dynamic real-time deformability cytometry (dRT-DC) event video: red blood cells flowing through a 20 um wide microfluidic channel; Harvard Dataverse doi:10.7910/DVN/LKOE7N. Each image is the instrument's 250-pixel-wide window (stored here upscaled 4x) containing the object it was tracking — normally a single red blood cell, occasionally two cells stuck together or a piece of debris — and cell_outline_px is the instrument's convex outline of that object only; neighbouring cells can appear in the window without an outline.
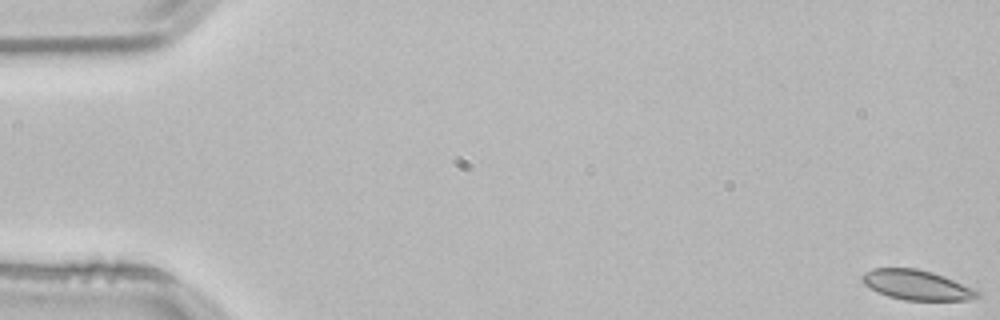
{"species": "common noctule bat (a hibernating species)", "species_latin": "Nyctalus noctula", "temperature_condition": "room temperature", "stored_images_in_passage": 54, "camera_frame_rate_fps": 3000, "um_per_image_px": 0.085, "animal": {"sex": "male", "body_mass_g": 21.5, "forearm_length_mm": 52.0}, "frame": {"image": 1, "passage_image": 1, "time_ms": 0.0, "image_size_px": [1000, 320], "cell_outline_px": [[980, 296], [968, 300], [904, 300], [888, 296], [864, 284], [860, 280], [860, 276], [864, 272], [872, 268], [916, 268], [932, 272], [944, 276], [972, 288], [980, 292]], "centroid_in_image_um": [77.89, 24.21], "position_along_channel_um": 7.1, "area_um2": 19.94}}
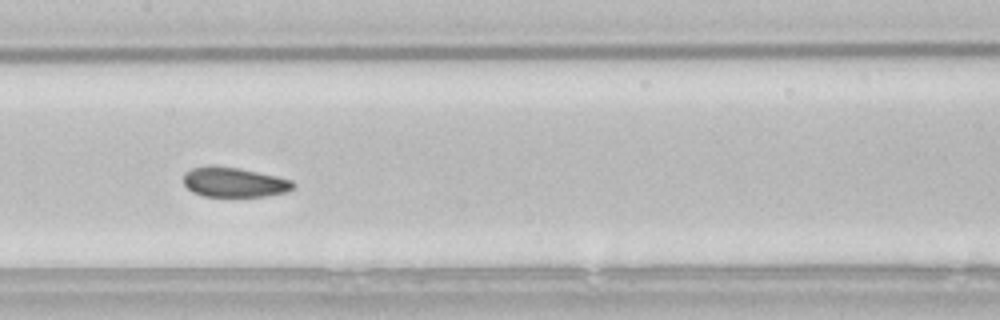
{"frame": {"image": 2, "passage_image": 27, "time_ms": 8.667, "image_size_px": [1000, 320], "cell_outline_px": [[296, 188], [284, 192], [264, 196], [204, 196], [192, 192], [184, 184], [184, 172], [192, 168], [240, 168], [276, 176], [292, 180], [296, 184]], "centroid_in_image_um": [19.95, 15.52], "position_along_channel_um": 187.4, "area_um2": 18.5}}
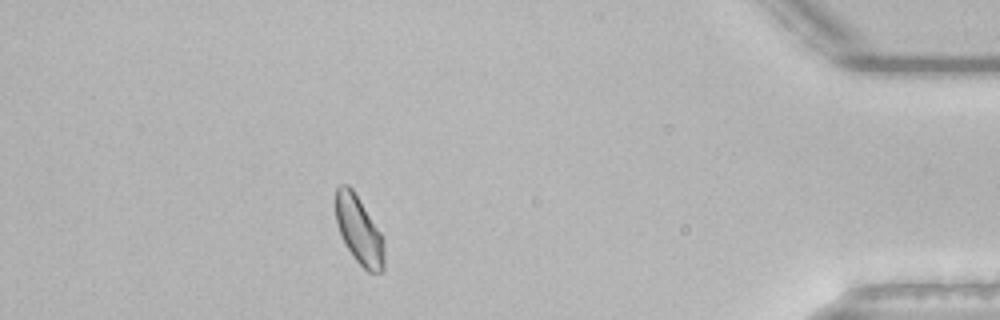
{"frame": {"image": 3, "passage_image": 48, "time_ms": 15.667, "image_size_px": [1000, 320], "cell_outline_px": [[384, 272], [368, 272], [352, 256], [344, 244], [336, 220], [336, 188], [340, 184], [348, 184], [352, 188], [380, 232], [384, 240]], "centroid_in_image_um": [30.52, 19.59], "position_along_channel_um": 404.7, "area_um2": 19.13}, "authors_computed_cell_mechanics": {"area_um2": 19.9121, "velocity_mm_per_s": 3.8133, "shape_relaxation_time_tau1_ms": 3.3918, "shape_relaxation_time_tau2_ms": 2.4623, "deformation_change_tau1": 0.0653, "deformation_change_tau2": 0.0487}}